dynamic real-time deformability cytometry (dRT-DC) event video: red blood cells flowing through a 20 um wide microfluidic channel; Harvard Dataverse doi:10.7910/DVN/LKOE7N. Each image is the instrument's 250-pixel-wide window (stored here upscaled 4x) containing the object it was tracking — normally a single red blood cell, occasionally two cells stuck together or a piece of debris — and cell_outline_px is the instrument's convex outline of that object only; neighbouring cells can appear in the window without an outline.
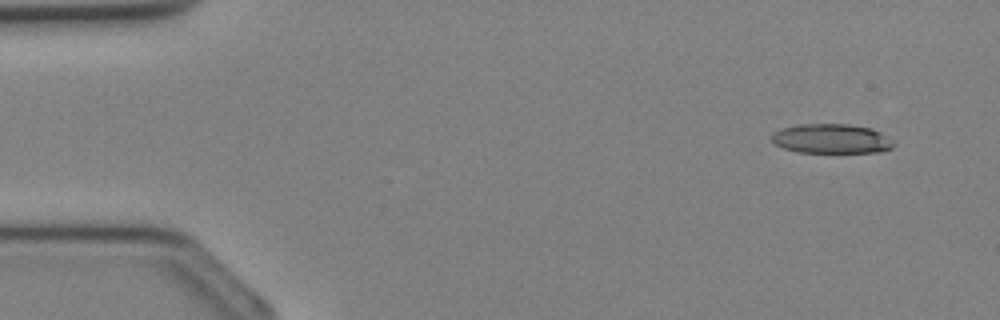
{"species": "Egyptian fruit bat (a non-hibernating species)", "species_latin": "Rousettus aegyptiacus", "temperature_condition": "cold", "stored_images_in_passage": 33, "camera_frame_rate_fps": 3000, "um_per_image_px": 0.085, "animal": {"sex": "female"}, "frame": {"image": 1, "passage_image": 1, "time_ms": 0.0, "image_size_px": [1000, 320], "cell_outline_px": [[896, 144], [892, 148], [884, 152], [796, 152], [784, 148], [776, 144], [772, 140], [772, 132], [780, 128], [796, 124], [848, 124], [872, 128], [896, 140]], "centroid_in_image_um": [70.72, 11.78], "position_along_channel_um": 14.3, "area_um2": 21.33}}
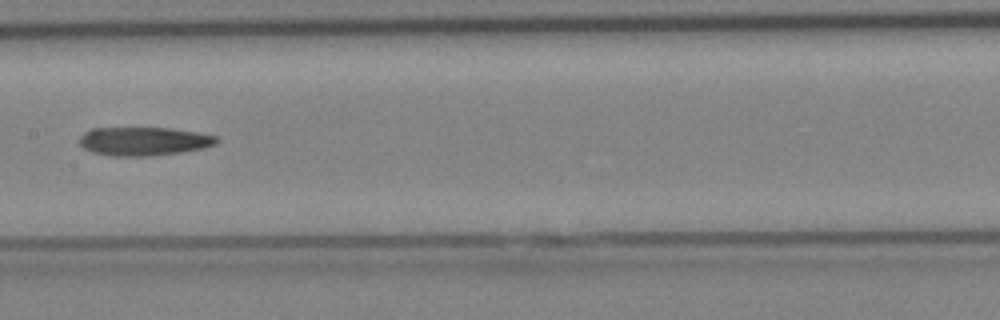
{"frame": {"image": 2, "passage_image": 16, "time_ms": 5.0, "image_size_px": [1000, 320], "cell_outline_px": [[220, 140], [216, 144], [204, 148], [180, 152], [148, 156], [112, 156], [92, 152], [84, 148], [80, 144], [80, 136], [84, 132], [92, 128], [168, 128], [196, 132], [216, 136]], "centroid_in_image_um": [12.22, 12.01], "position_along_channel_um": 195.2, "area_um2": 22.77}}
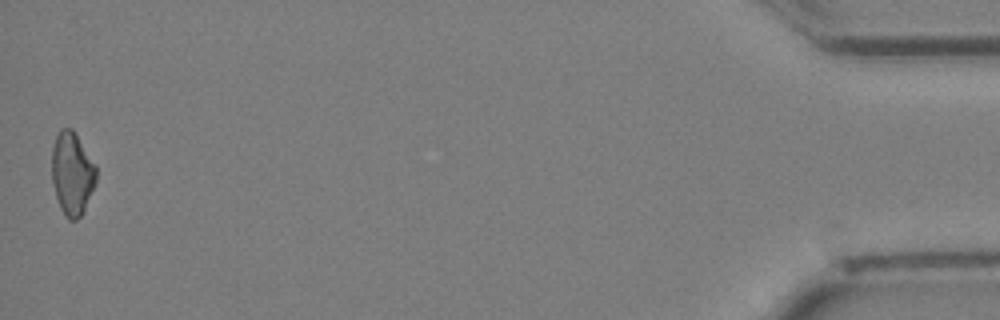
{"frame": {"image": 3, "passage_image": 33, "time_ms": 10.667, "image_size_px": [1000, 320], "cell_outline_px": [[96, 180], [84, 212], [76, 220], [68, 220], [60, 208], [56, 196], [52, 180], [52, 148], [56, 136], [60, 128], [72, 128], [96, 164]], "centroid_in_image_um": [6.13, 14.74], "position_along_channel_um": 429.1, "area_um2": 21.5}}